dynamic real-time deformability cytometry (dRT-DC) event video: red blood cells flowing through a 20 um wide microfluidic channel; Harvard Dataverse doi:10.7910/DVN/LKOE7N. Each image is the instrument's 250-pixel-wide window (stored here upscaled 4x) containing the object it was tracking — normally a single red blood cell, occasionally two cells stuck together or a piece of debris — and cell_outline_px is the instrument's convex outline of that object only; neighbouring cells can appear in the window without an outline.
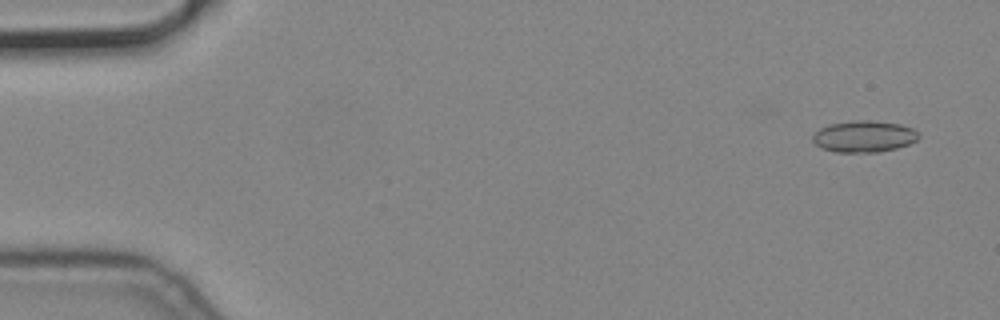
{"species": "common noctule bat (a hibernating species)", "species_latin": "Nyctalus noctula", "temperature_condition": "cold", "stored_images_in_passage": 5, "camera_frame_rate_fps": 3000, "um_per_image_px": 0.085, "animal": {"sex": "male", "body_mass_g": 19.2, "forearm_length_mm": 51.8}, "frame": {"image": 1, "passage_image": 1, "time_ms": 0.0, "image_size_px": [1000, 320], "cell_outline_px": [[920, 136], [916, 140], [908, 144], [896, 148], [880, 152], [836, 152], [820, 148], [812, 140], [812, 136], [820, 128], [828, 124], [860, 120], [872, 120], [900, 124], [912, 128], [920, 132]], "centroid_in_image_um": [73.45, 11.6], "position_along_channel_um": 11.6, "area_um2": 19.54}}
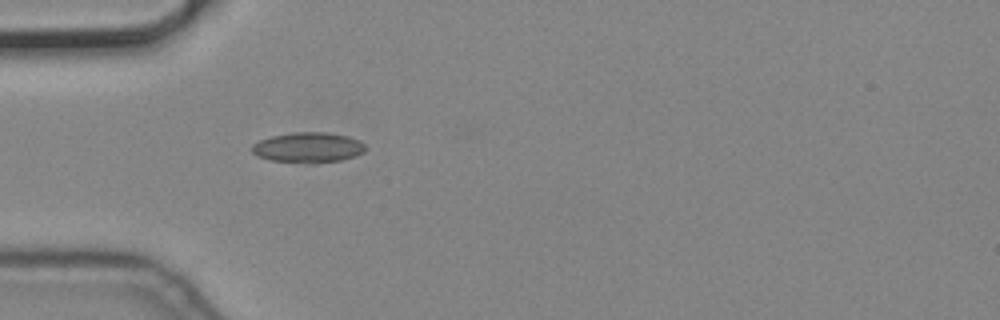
{"frame": {"image": 2, "passage_image": 5, "time_ms": 1.333, "image_size_px": [1000, 320], "cell_outline_px": [[364, 152], [356, 156], [340, 160], [272, 160], [256, 156], [252, 152], [252, 144], [260, 140], [272, 136], [292, 132], [328, 132], [348, 136], [360, 140], [364, 144]], "centroid_in_image_um": [26.2, 12.48], "position_along_channel_um": 58.8, "area_um2": 19.19}}